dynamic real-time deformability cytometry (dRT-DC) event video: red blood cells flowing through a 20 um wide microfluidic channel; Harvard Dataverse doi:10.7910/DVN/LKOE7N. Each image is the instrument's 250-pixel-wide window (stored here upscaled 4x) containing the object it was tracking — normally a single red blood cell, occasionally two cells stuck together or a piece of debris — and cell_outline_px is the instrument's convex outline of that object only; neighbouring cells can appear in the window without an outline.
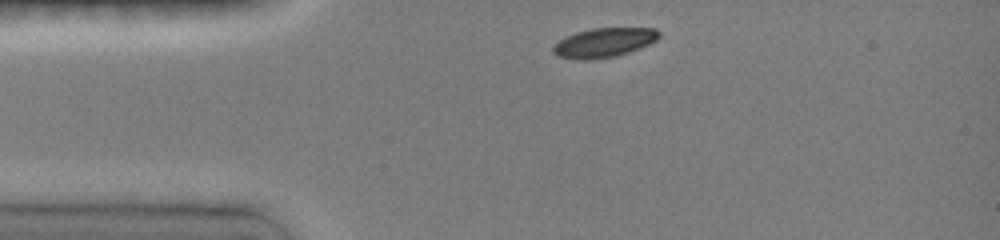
{"species": "common noctule bat (a hibernating species)", "species_latin": "Nyctalus noctula", "temperature_condition": "room temperature", "stored_images_in_passage": 25, "camera_frame_rate_fps": 3000, "um_per_image_px": 0.085, "animal": {"sex": "female", "body_mass_g": 19.0, "forearm_length_mm": 51.5}, "frame": {"image": 1, "passage_image": 1, "time_ms": 0.0, "image_size_px": [1000, 240], "cell_outline_px": [[660, 36], [656, 40], [648, 44], [612, 56], [560, 56], [552, 52], [552, 48], [560, 40], [576, 32], [592, 28], [656, 28], [660, 32]], "centroid_in_image_um": [51.41, 3.53], "position_along_channel_um": 33.6, "area_um2": 16.7}}
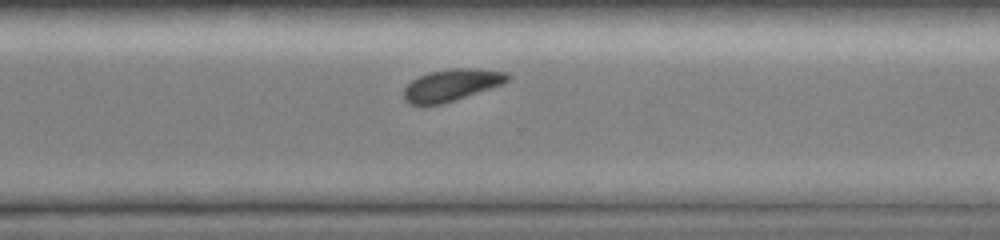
{"frame": {"image": 2, "passage_image": 16, "time_ms": 8.333, "image_size_px": [1000, 240], "cell_outline_px": [[512, 76], [508, 80], [500, 84], [440, 104], [408, 104], [404, 100], [404, 88], [412, 80], [428, 72], [452, 68], [476, 68], [508, 72]], "centroid_in_image_um": [38.36, 7.2], "position_along_channel_um": 332.2, "area_um2": 18.84}}
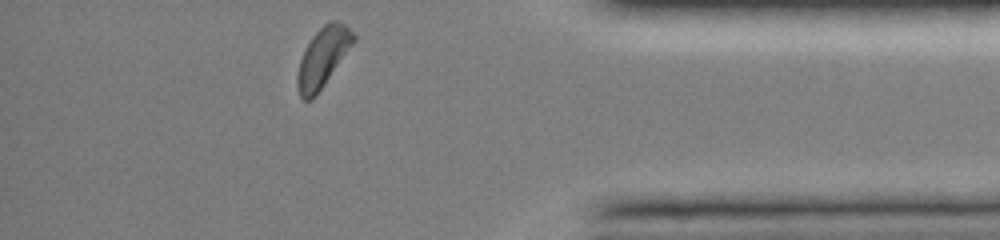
{"frame": {"image": 3, "passage_image": 25, "time_ms": 10.667, "image_size_px": [1000, 240], "cell_outline_px": [[356, 40], [312, 100], [304, 100], [300, 96], [296, 84], [296, 80], [300, 60], [304, 48], [312, 36], [324, 24], [332, 20], [336, 20], [344, 24], [356, 36]], "centroid_in_image_um": [27.42, 4.86], "position_along_channel_um": 407.8, "area_um2": 19.13}, "authors_computed_cell_mechanics": {"area_um2": 19.4786, "velocity_mm_per_s": 3.9777, "shape_relaxation_time_tau1_ms": 1.6228, "shape_relaxation_time_tau2_ms": null, "deformation_change_tau1": 0.1034, "deformation_change_tau2": null}}